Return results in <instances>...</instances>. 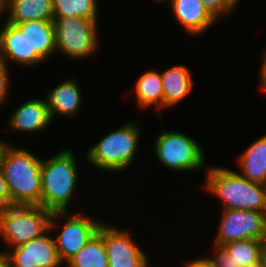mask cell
Masks as SVG:
<instances>
[{
  "label": "cell",
  "instance_id": "cell-25",
  "mask_svg": "<svg viewBox=\"0 0 266 267\" xmlns=\"http://www.w3.org/2000/svg\"><path fill=\"white\" fill-rule=\"evenodd\" d=\"M214 257L208 258L212 261L215 267H239L233 259L232 255L228 253L227 249L222 245L213 244Z\"/></svg>",
  "mask_w": 266,
  "mask_h": 267
},
{
  "label": "cell",
  "instance_id": "cell-27",
  "mask_svg": "<svg viewBox=\"0 0 266 267\" xmlns=\"http://www.w3.org/2000/svg\"><path fill=\"white\" fill-rule=\"evenodd\" d=\"M12 205L8 184L0 169V210Z\"/></svg>",
  "mask_w": 266,
  "mask_h": 267
},
{
  "label": "cell",
  "instance_id": "cell-24",
  "mask_svg": "<svg viewBox=\"0 0 266 267\" xmlns=\"http://www.w3.org/2000/svg\"><path fill=\"white\" fill-rule=\"evenodd\" d=\"M201 2L217 21L224 15L226 16L227 14L233 13L235 10L227 0H201Z\"/></svg>",
  "mask_w": 266,
  "mask_h": 267
},
{
  "label": "cell",
  "instance_id": "cell-10",
  "mask_svg": "<svg viewBox=\"0 0 266 267\" xmlns=\"http://www.w3.org/2000/svg\"><path fill=\"white\" fill-rule=\"evenodd\" d=\"M104 223L108 267H147L149 257L140 249L129 230Z\"/></svg>",
  "mask_w": 266,
  "mask_h": 267
},
{
  "label": "cell",
  "instance_id": "cell-15",
  "mask_svg": "<svg viewBox=\"0 0 266 267\" xmlns=\"http://www.w3.org/2000/svg\"><path fill=\"white\" fill-rule=\"evenodd\" d=\"M78 78L71 77L61 81L53 89L49 90L46 101L49 108L51 119L59 115V117H75L81 110L82 92L78 84Z\"/></svg>",
  "mask_w": 266,
  "mask_h": 267
},
{
  "label": "cell",
  "instance_id": "cell-23",
  "mask_svg": "<svg viewBox=\"0 0 266 267\" xmlns=\"http://www.w3.org/2000/svg\"><path fill=\"white\" fill-rule=\"evenodd\" d=\"M266 240L242 239L223 245L228 253L232 255L233 261L239 267L259 260L263 256V249Z\"/></svg>",
  "mask_w": 266,
  "mask_h": 267
},
{
  "label": "cell",
  "instance_id": "cell-1",
  "mask_svg": "<svg viewBox=\"0 0 266 267\" xmlns=\"http://www.w3.org/2000/svg\"><path fill=\"white\" fill-rule=\"evenodd\" d=\"M205 173L203 189L222 201V210L266 212V185L251 182L226 167L209 165Z\"/></svg>",
  "mask_w": 266,
  "mask_h": 267
},
{
  "label": "cell",
  "instance_id": "cell-5",
  "mask_svg": "<svg viewBox=\"0 0 266 267\" xmlns=\"http://www.w3.org/2000/svg\"><path fill=\"white\" fill-rule=\"evenodd\" d=\"M54 211L36 205H11L0 210V238L10 248L51 231Z\"/></svg>",
  "mask_w": 266,
  "mask_h": 267
},
{
  "label": "cell",
  "instance_id": "cell-30",
  "mask_svg": "<svg viewBox=\"0 0 266 267\" xmlns=\"http://www.w3.org/2000/svg\"><path fill=\"white\" fill-rule=\"evenodd\" d=\"M0 267H11L8 254L2 250L0 251Z\"/></svg>",
  "mask_w": 266,
  "mask_h": 267
},
{
  "label": "cell",
  "instance_id": "cell-26",
  "mask_svg": "<svg viewBox=\"0 0 266 267\" xmlns=\"http://www.w3.org/2000/svg\"><path fill=\"white\" fill-rule=\"evenodd\" d=\"M10 66H8L4 61L0 60V104L5 102L8 97L10 90Z\"/></svg>",
  "mask_w": 266,
  "mask_h": 267
},
{
  "label": "cell",
  "instance_id": "cell-32",
  "mask_svg": "<svg viewBox=\"0 0 266 267\" xmlns=\"http://www.w3.org/2000/svg\"><path fill=\"white\" fill-rule=\"evenodd\" d=\"M245 267H266L264 257L262 256L259 260L252 262Z\"/></svg>",
  "mask_w": 266,
  "mask_h": 267
},
{
  "label": "cell",
  "instance_id": "cell-13",
  "mask_svg": "<svg viewBox=\"0 0 266 267\" xmlns=\"http://www.w3.org/2000/svg\"><path fill=\"white\" fill-rule=\"evenodd\" d=\"M174 19L191 37H199L217 22L207 11L201 0H169Z\"/></svg>",
  "mask_w": 266,
  "mask_h": 267
},
{
  "label": "cell",
  "instance_id": "cell-14",
  "mask_svg": "<svg viewBox=\"0 0 266 267\" xmlns=\"http://www.w3.org/2000/svg\"><path fill=\"white\" fill-rule=\"evenodd\" d=\"M8 119L9 129L28 134L42 132L53 122L46 98L43 100L40 97L24 101L12 112L11 116L9 115Z\"/></svg>",
  "mask_w": 266,
  "mask_h": 267
},
{
  "label": "cell",
  "instance_id": "cell-22",
  "mask_svg": "<svg viewBox=\"0 0 266 267\" xmlns=\"http://www.w3.org/2000/svg\"><path fill=\"white\" fill-rule=\"evenodd\" d=\"M98 0H52L53 18L98 19Z\"/></svg>",
  "mask_w": 266,
  "mask_h": 267
},
{
  "label": "cell",
  "instance_id": "cell-4",
  "mask_svg": "<svg viewBox=\"0 0 266 267\" xmlns=\"http://www.w3.org/2000/svg\"><path fill=\"white\" fill-rule=\"evenodd\" d=\"M137 121H129L112 130L88 148L86 161L103 171L123 172L134 164L141 140Z\"/></svg>",
  "mask_w": 266,
  "mask_h": 267
},
{
  "label": "cell",
  "instance_id": "cell-34",
  "mask_svg": "<svg viewBox=\"0 0 266 267\" xmlns=\"http://www.w3.org/2000/svg\"><path fill=\"white\" fill-rule=\"evenodd\" d=\"M235 9L238 6V3L240 2V0H227Z\"/></svg>",
  "mask_w": 266,
  "mask_h": 267
},
{
  "label": "cell",
  "instance_id": "cell-2",
  "mask_svg": "<svg viewBox=\"0 0 266 267\" xmlns=\"http://www.w3.org/2000/svg\"><path fill=\"white\" fill-rule=\"evenodd\" d=\"M43 159L12 143L6 148L0 169L8 184L12 205L41 206Z\"/></svg>",
  "mask_w": 266,
  "mask_h": 267
},
{
  "label": "cell",
  "instance_id": "cell-31",
  "mask_svg": "<svg viewBox=\"0 0 266 267\" xmlns=\"http://www.w3.org/2000/svg\"><path fill=\"white\" fill-rule=\"evenodd\" d=\"M9 145L10 143L7 142V140L3 141L0 139V167H1V162H2L3 155L5 153V150Z\"/></svg>",
  "mask_w": 266,
  "mask_h": 267
},
{
  "label": "cell",
  "instance_id": "cell-6",
  "mask_svg": "<svg viewBox=\"0 0 266 267\" xmlns=\"http://www.w3.org/2000/svg\"><path fill=\"white\" fill-rule=\"evenodd\" d=\"M153 142L154 155L164 167L178 172L207 169L203 148L192 137L163 128Z\"/></svg>",
  "mask_w": 266,
  "mask_h": 267
},
{
  "label": "cell",
  "instance_id": "cell-29",
  "mask_svg": "<svg viewBox=\"0 0 266 267\" xmlns=\"http://www.w3.org/2000/svg\"><path fill=\"white\" fill-rule=\"evenodd\" d=\"M262 63H261V70H260V74H259V82H260V89H262V91L265 93L266 92V49L262 55Z\"/></svg>",
  "mask_w": 266,
  "mask_h": 267
},
{
  "label": "cell",
  "instance_id": "cell-33",
  "mask_svg": "<svg viewBox=\"0 0 266 267\" xmlns=\"http://www.w3.org/2000/svg\"><path fill=\"white\" fill-rule=\"evenodd\" d=\"M6 13V0H0V19L4 18V14Z\"/></svg>",
  "mask_w": 266,
  "mask_h": 267
},
{
  "label": "cell",
  "instance_id": "cell-36",
  "mask_svg": "<svg viewBox=\"0 0 266 267\" xmlns=\"http://www.w3.org/2000/svg\"><path fill=\"white\" fill-rule=\"evenodd\" d=\"M153 1H154V0H153ZM156 1L159 3V2H166V1L168 2L169 0H155V2H156Z\"/></svg>",
  "mask_w": 266,
  "mask_h": 267
},
{
  "label": "cell",
  "instance_id": "cell-18",
  "mask_svg": "<svg viewBox=\"0 0 266 267\" xmlns=\"http://www.w3.org/2000/svg\"><path fill=\"white\" fill-rule=\"evenodd\" d=\"M237 160L242 177L266 185V134L253 141Z\"/></svg>",
  "mask_w": 266,
  "mask_h": 267
},
{
  "label": "cell",
  "instance_id": "cell-21",
  "mask_svg": "<svg viewBox=\"0 0 266 267\" xmlns=\"http://www.w3.org/2000/svg\"><path fill=\"white\" fill-rule=\"evenodd\" d=\"M65 264L68 267H108L104 222L91 239Z\"/></svg>",
  "mask_w": 266,
  "mask_h": 267
},
{
  "label": "cell",
  "instance_id": "cell-19",
  "mask_svg": "<svg viewBox=\"0 0 266 267\" xmlns=\"http://www.w3.org/2000/svg\"><path fill=\"white\" fill-rule=\"evenodd\" d=\"M134 94L138 108L143 110L151 106L157 108L159 118L162 117L161 109L163 108V87L161 80V71L147 70L143 72L135 82Z\"/></svg>",
  "mask_w": 266,
  "mask_h": 267
},
{
  "label": "cell",
  "instance_id": "cell-12",
  "mask_svg": "<svg viewBox=\"0 0 266 267\" xmlns=\"http://www.w3.org/2000/svg\"><path fill=\"white\" fill-rule=\"evenodd\" d=\"M27 37L29 68L42 64L56 54L53 20L27 21L16 24Z\"/></svg>",
  "mask_w": 266,
  "mask_h": 267
},
{
  "label": "cell",
  "instance_id": "cell-16",
  "mask_svg": "<svg viewBox=\"0 0 266 267\" xmlns=\"http://www.w3.org/2000/svg\"><path fill=\"white\" fill-rule=\"evenodd\" d=\"M163 108L178 106L193 90L192 72L185 65H173L161 72Z\"/></svg>",
  "mask_w": 266,
  "mask_h": 267
},
{
  "label": "cell",
  "instance_id": "cell-7",
  "mask_svg": "<svg viewBox=\"0 0 266 267\" xmlns=\"http://www.w3.org/2000/svg\"><path fill=\"white\" fill-rule=\"evenodd\" d=\"M56 53L73 60L92 57L99 49L98 20L79 17L53 18Z\"/></svg>",
  "mask_w": 266,
  "mask_h": 267
},
{
  "label": "cell",
  "instance_id": "cell-20",
  "mask_svg": "<svg viewBox=\"0 0 266 267\" xmlns=\"http://www.w3.org/2000/svg\"><path fill=\"white\" fill-rule=\"evenodd\" d=\"M6 11L5 20L13 24L53 20L52 0H6Z\"/></svg>",
  "mask_w": 266,
  "mask_h": 267
},
{
  "label": "cell",
  "instance_id": "cell-3",
  "mask_svg": "<svg viewBox=\"0 0 266 267\" xmlns=\"http://www.w3.org/2000/svg\"><path fill=\"white\" fill-rule=\"evenodd\" d=\"M79 169L76 154L71 149H62L42 161L41 206L50 211H70L69 205L78 188Z\"/></svg>",
  "mask_w": 266,
  "mask_h": 267
},
{
  "label": "cell",
  "instance_id": "cell-17",
  "mask_svg": "<svg viewBox=\"0 0 266 267\" xmlns=\"http://www.w3.org/2000/svg\"><path fill=\"white\" fill-rule=\"evenodd\" d=\"M0 60L29 67L28 43L20 28L4 19L0 28Z\"/></svg>",
  "mask_w": 266,
  "mask_h": 267
},
{
  "label": "cell",
  "instance_id": "cell-28",
  "mask_svg": "<svg viewBox=\"0 0 266 267\" xmlns=\"http://www.w3.org/2000/svg\"><path fill=\"white\" fill-rule=\"evenodd\" d=\"M185 267H215V265L212 263V261L207 257H196L192 260L186 261V264H184Z\"/></svg>",
  "mask_w": 266,
  "mask_h": 267
},
{
  "label": "cell",
  "instance_id": "cell-9",
  "mask_svg": "<svg viewBox=\"0 0 266 267\" xmlns=\"http://www.w3.org/2000/svg\"><path fill=\"white\" fill-rule=\"evenodd\" d=\"M214 244L225 245L242 239L266 240V212L226 209L218 225Z\"/></svg>",
  "mask_w": 266,
  "mask_h": 267
},
{
  "label": "cell",
  "instance_id": "cell-11",
  "mask_svg": "<svg viewBox=\"0 0 266 267\" xmlns=\"http://www.w3.org/2000/svg\"><path fill=\"white\" fill-rule=\"evenodd\" d=\"M52 232L51 230L46 235L32 239L25 244L4 250L9 256L11 267L61 266Z\"/></svg>",
  "mask_w": 266,
  "mask_h": 267
},
{
  "label": "cell",
  "instance_id": "cell-35",
  "mask_svg": "<svg viewBox=\"0 0 266 267\" xmlns=\"http://www.w3.org/2000/svg\"><path fill=\"white\" fill-rule=\"evenodd\" d=\"M263 257H264L265 266H266V241H265V245H264V249H263Z\"/></svg>",
  "mask_w": 266,
  "mask_h": 267
},
{
  "label": "cell",
  "instance_id": "cell-8",
  "mask_svg": "<svg viewBox=\"0 0 266 267\" xmlns=\"http://www.w3.org/2000/svg\"><path fill=\"white\" fill-rule=\"evenodd\" d=\"M84 214L69 211H58L53 214L51 230L56 229L55 227L60 223L59 219L64 222L59 234L54 238L62 266L91 239L103 223Z\"/></svg>",
  "mask_w": 266,
  "mask_h": 267
}]
</instances>
